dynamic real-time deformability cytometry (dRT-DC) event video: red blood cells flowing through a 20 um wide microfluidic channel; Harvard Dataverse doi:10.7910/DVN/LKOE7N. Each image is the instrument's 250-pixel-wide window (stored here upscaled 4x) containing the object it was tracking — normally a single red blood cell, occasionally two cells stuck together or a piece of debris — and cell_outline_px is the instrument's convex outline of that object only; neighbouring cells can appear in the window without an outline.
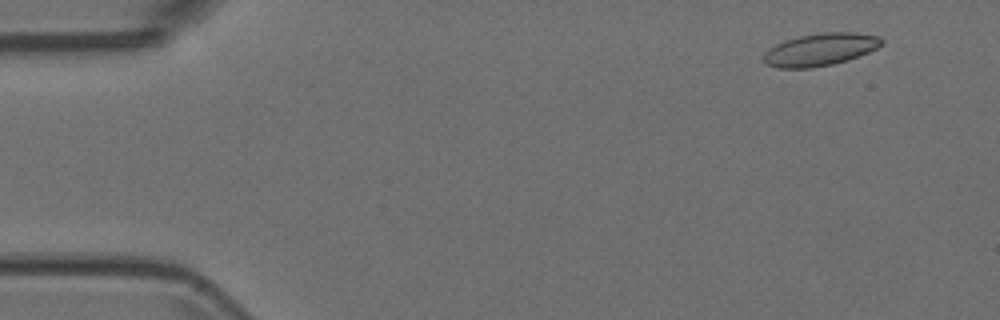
{"species": "Egyptian fruit bat (a non-hibernating species)", "species_latin": "Rousettus aegyptiacus", "temperature_condition": "room temperature", "stored_images_in_passage": 11, "camera_frame_rate_fps": 3000, "um_per_image_px": 0.085, "animal": {"sex": "female"}, "frame": {"image": 1, "passage_image": 2, "time_ms": 0.333, "image_size_px": [1000, 320], "cell_outline_px": [[884, 44], [868, 52], [848, 60], [832, 64], [812, 68], [776, 68], [768, 64], [764, 60], [764, 52], [776, 44], [784, 40], [800, 36], [824, 32], [856, 32], [880, 36], [884, 40]], "centroid_in_image_um": [69.75, 4.2], "position_along_channel_um": 15.2, "area_um2": 22.37}}
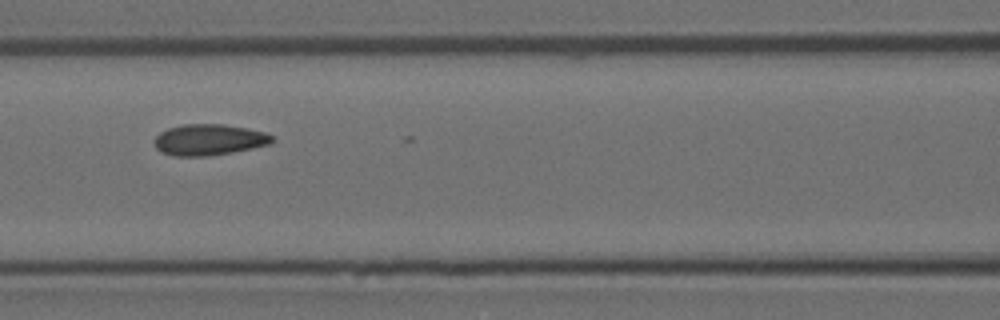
{"frame": {"image": 2, "passage_image": 7, "time_ms": 2.0, "image_size_px": [1000, 320], "cell_outline_px": [[272, 144], [232, 152], [208, 156], [172, 156], [160, 152], [152, 144], [152, 140], [160, 132], [168, 128], [184, 124], [224, 124], [248, 128], [264, 132], [272, 136]], "centroid_in_image_um": [17.71, 11.88], "position_along_channel_um": 148.9, "area_um2": 21.56}}
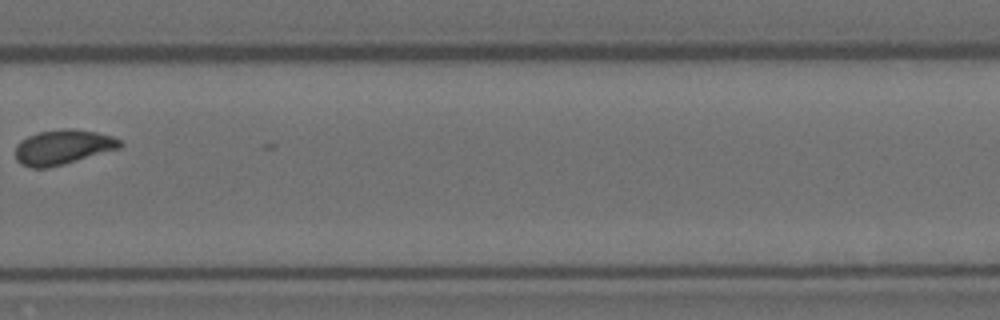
{"frame": {"image": 3, "passage_image": 11, "time_ms": 3.333, "image_size_px": [1000, 320], "cell_outline_px": [[124, 144], [120, 148], [64, 164], [44, 168], [32, 168], [20, 164], [16, 160], [16, 144], [20, 140], [36, 132], [64, 128], [72, 128], [96, 132], [112, 136], [120, 140]], "centroid_in_image_um": [5.33, 12.49], "position_along_channel_um": 324.5, "area_um2": 21.33}}